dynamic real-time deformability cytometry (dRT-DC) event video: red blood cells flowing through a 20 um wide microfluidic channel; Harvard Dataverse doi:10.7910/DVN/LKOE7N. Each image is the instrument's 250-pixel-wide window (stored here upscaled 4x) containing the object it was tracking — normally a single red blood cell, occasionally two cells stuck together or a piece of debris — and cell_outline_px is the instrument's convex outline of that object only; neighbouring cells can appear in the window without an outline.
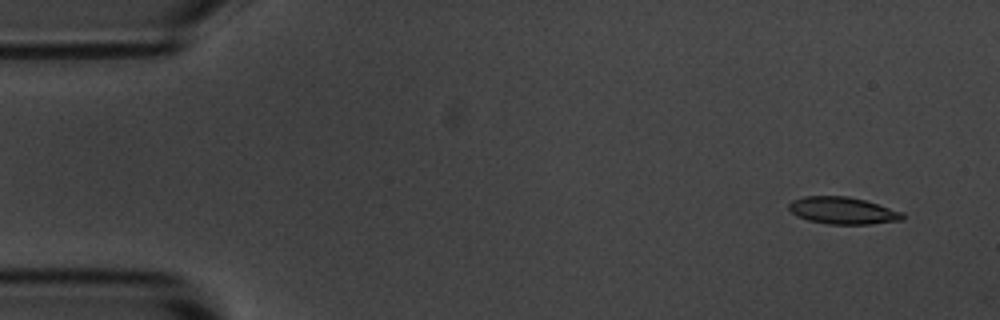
{"species": "common noctule bat (a hibernating species)", "species_latin": "Nyctalus noctula", "temperature_condition": "room temperature", "stored_images_in_passage": 6, "camera_frame_rate_fps": 3000, "um_per_image_px": 0.085, "animal": {"sex": "male", "body_mass_g": 20.1, "forearm_length_mm": 53.5}, "frame": {"image": 1, "passage_image": 1, "time_ms": 0.0, "image_size_px": [1000, 320], "cell_outline_px": [[904, 220], [872, 224], [828, 224], [808, 220], [796, 216], [788, 208], [788, 204], [792, 200], [804, 196], [848, 196], [864, 200], [904, 212]], "centroid_in_image_um": [71.64, 17.9], "position_along_channel_um": 13.4, "area_um2": 18.03}}
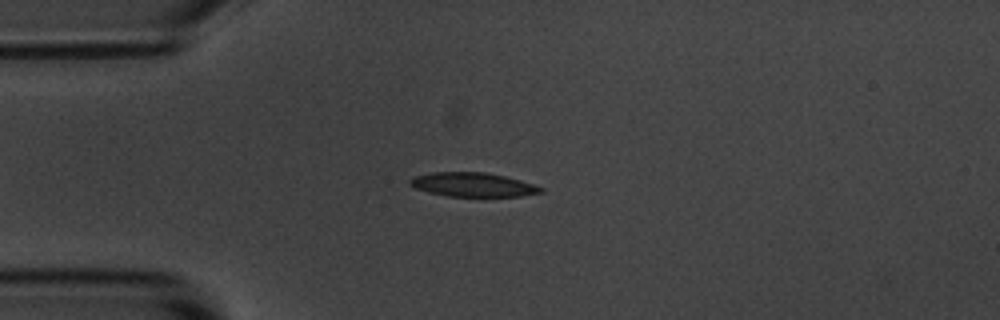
{"frame": {"image": 2, "passage_image": 4, "time_ms": 3.333, "image_size_px": [1000, 320], "cell_outline_px": [[544, 192], [520, 196], [448, 196], [428, 192], [416, 188], [408, 184], [408, 180], [412, 176], [432, 172], [484, 172], [504, 176], [520, 180], [544, 188]], "centroid_in_image_um": [40.15, 15.69], "position_along_channel_um": 44.8, "area_um2": 18.32}}
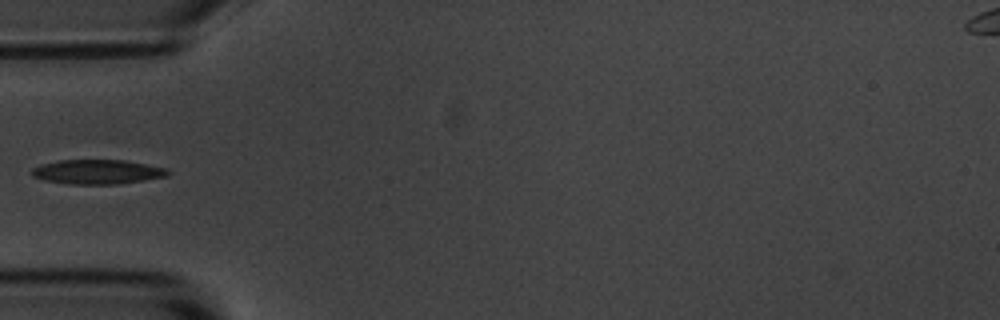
{"frame": {"image": 3, "passage_image": 5, "time_ms": 4.667, "image_size_px": [1000, 320], "cell_outline_px": [[172, 172], [168, 176], [120, 184], [68, 184], [44, 180], [32, 176], [32, 168], [40, 164], [60, 160], [124, 160], [168, 168]], "centroid_in_image_um": [8.3, 14.61], "position_along_channel_um": 76.7, "area_um2": 19.54}}